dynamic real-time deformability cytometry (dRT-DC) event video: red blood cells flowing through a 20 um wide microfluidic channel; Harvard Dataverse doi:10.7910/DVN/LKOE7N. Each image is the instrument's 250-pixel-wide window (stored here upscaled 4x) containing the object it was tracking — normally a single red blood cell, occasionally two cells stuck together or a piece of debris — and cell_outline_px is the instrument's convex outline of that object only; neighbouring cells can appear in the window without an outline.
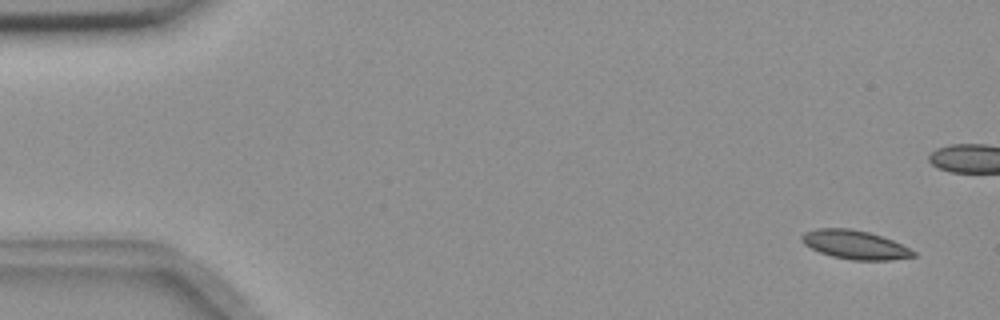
{"species": "common noctule bat (a hibernating species)", "species_latin": "Nyctalus noctula", "temperature_condition": "room temperature", "stored_images_in_passage": 5, "camera_frame_rate_fps": 3000, "um_per_image_px": 0.085, "animal": {"sex": "female", "body_mass_g": 18.4}, "frame": {"image": 1, "passage_image": 1, "time_ms": 0.0, "image_size_px": [1000, 320], "cell_outline_px": [[916, 256], [892, 260], [852, 260], [832, 256], [820, 252], [804, 244], [800, 240], [800, 236], [804, 232], [816, 228], [848, 228], [868, 232], [892, 240], [916, 252]], "centroid_in_image_um": [72.64, 20.8], "position_along_channel_um": 12.4, "area_um2": 18.61}}
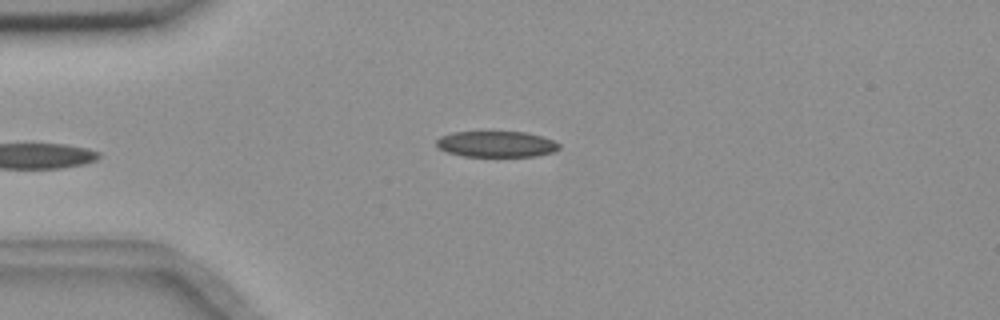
{"frame": {"image": 2, "passage_image": 5, "time_ms": 1.333, "image_size_px": [1000, 320], "cell_outline_px": [[560, 148], [552, 152], [536, 156], [464, 156], [448, 152], [436, 148], [436, 140], [440, 136], [452, 132], [524, 132], [540, 136], [552, 140], [560, 144]], "centroid_in_image_um": [42.15, 12.25], "position_along_channel_um": 42.9, "area_um2": 18.5}}